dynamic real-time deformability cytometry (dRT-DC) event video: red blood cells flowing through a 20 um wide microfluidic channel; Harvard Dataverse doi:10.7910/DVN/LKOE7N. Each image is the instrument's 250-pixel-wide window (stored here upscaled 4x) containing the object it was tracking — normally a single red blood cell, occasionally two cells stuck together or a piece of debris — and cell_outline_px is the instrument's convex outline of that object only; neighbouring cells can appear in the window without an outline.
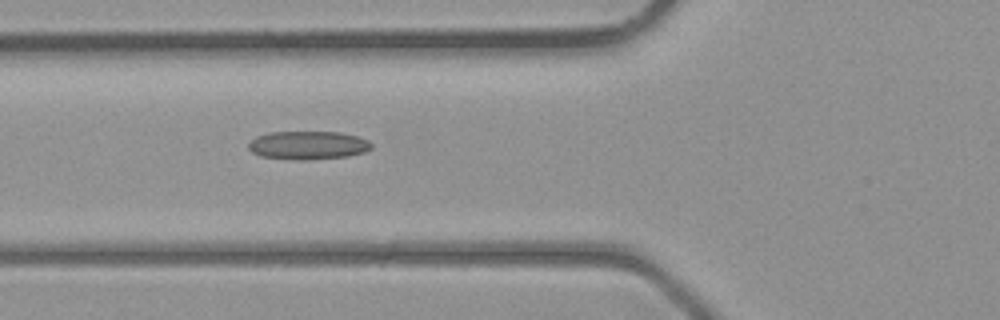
{"species": "common noctule bat (a hibernating species)", "species_latin": "Nyctalus noctula", "temperature_condition": "room temperature", "stored_images_in_passage": 5, "camera_frame_rate_fps": 3000, "um_per_image_px": 0.085, "animal": {"sex": "male", "body_mass_g": 23.1, "forearm_length_mm": 52.7}, "frame": {"image": 1, "passage_image": 5, "time_ms": 4.667, "image_size_px": [1000, 320], "cell_outline_px": [[372, 148], [364, 152], [348, 156], [308, 160], [300, 160], [260, 156], [252, 152], [248, 148], [248, 144], [256, 136], [268, 132], [340, 132], [356, 136], [368, 140], [372, 144]], "centroid_in_image_um": [26.18, 12.34], "position_along_channel_um": 99.6, "area_um2": 20.35}}